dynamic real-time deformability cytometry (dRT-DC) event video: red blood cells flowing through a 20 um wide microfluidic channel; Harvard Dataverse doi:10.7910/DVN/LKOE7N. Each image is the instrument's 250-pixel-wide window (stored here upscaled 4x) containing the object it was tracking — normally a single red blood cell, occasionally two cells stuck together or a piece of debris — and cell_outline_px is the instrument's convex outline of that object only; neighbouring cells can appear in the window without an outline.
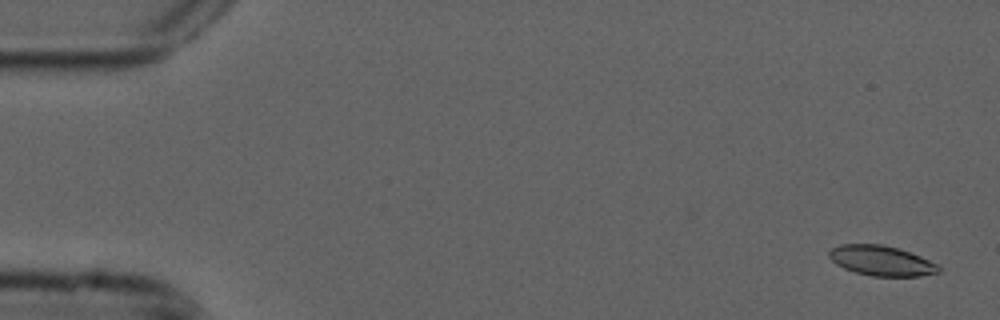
{"species": "common noctule bat (a hibernating species)", "species_latin": "Nyctalus noctula", "temperature_condition": "cold", "stored_images_in_passage": 54, "camera_frame_rate_fps": 3000, "um_per_image_px": 0.085, "animal": {"sex": "male", "forearm_length_mm": 52.5}, "frame": {"image": 1, "passage_image": 2, "time_ms": 0.333, "image_size_px": [1000, 320], "cell_outline_px": [[940, 272], [920, 276], [872, 276], [856, 272], [844, 268], [836, 264], [828, 256], [828, 252], [832, 248], [840, 244], [880, 244], [896, 248], [920, 256], [940, 264]], "centroid_in_image_um": [74.93, 22.16], "position_along_channel_um": 10.1, "area_um2": 19.13}}
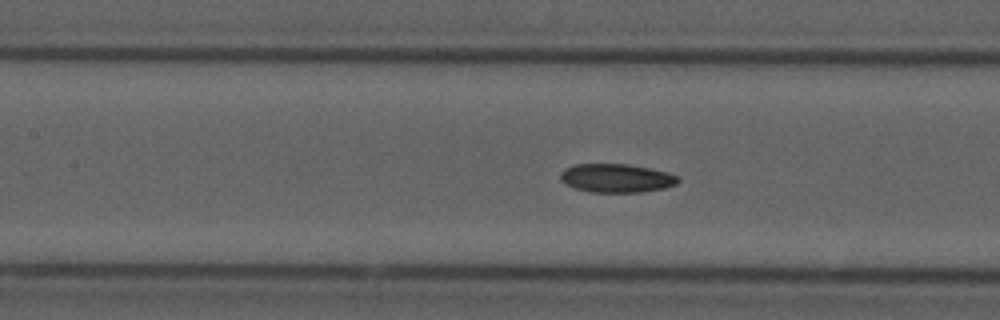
{"frame": {"image": 2, "passage_image": 24, "time_ms": 7.667, "image_size_px": [1000, 320], "cell_outline_px": [[680, 180], [676, 184], [664, 188], [640, 192], [588, 192], [564, 184], [560, 180], [560, 172], [564, 168], [576, 164], [628, 164], [668, 172], [680, 176]], "centroid_in_image_um": [52.38, 15.14], "position_along_channel_um": 155.0, "area_um2": 19.77}}
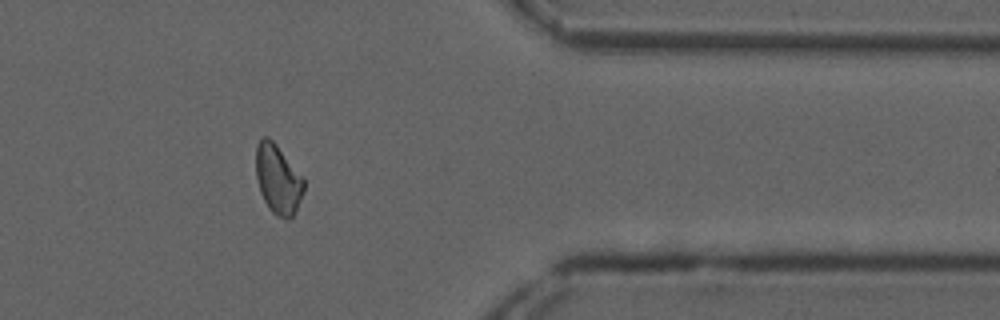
{"frame": {"image": 3, "passage_image": 44, "time_ms": 14.333, "image_size_px": [1000, 320], "cell_outline_px": [[304, 188], [300, 200], [292, 216], [288, 220], [284, 220], [276, 216], [268, 208], [260, 192], [256, 176], [256, 144], [264, 136], [268, 136], [276, 144], [304, 176]], "centroid_in_image_um": [23.63, 15.23], "position_along_channel_um": 387.8, "area_um2": 19.54}, "authors_computed_cell_mechanics": {"area_um2": 19.5364, "velocity_mm_per_s": 3.7783, "shape_relaxation_time_tau1_ms": null, "shape_relaxation_time_tau2_ms": 10.5331, "deformation_change_tau1": null, "deformation_change_tau2": 0.1729}}